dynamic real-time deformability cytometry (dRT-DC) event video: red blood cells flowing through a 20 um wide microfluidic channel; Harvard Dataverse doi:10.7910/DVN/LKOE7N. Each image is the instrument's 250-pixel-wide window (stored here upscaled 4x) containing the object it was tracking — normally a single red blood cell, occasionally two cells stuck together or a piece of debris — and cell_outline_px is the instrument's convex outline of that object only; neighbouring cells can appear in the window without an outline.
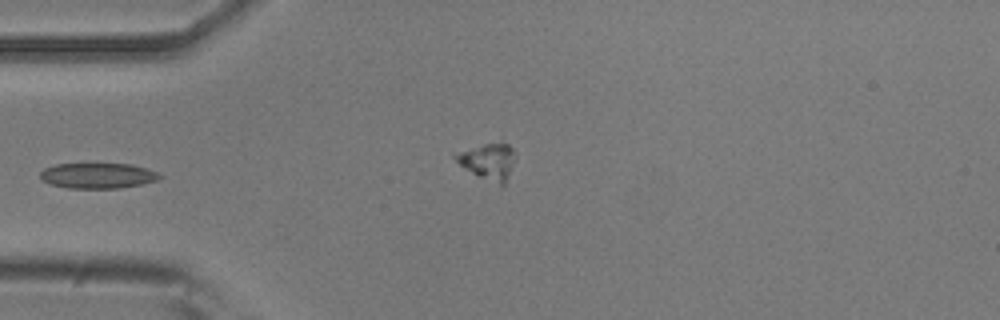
{"species": "common noctule bat (a hibernating species)", "species_latin": "Nyctalus noctula", "temperature_condition": "room temperature", "stored_images_in_passage": 38, "camera_frame_rate_fps": 3000, "um_per_image_px": 0.085, "animal": {"sex": "male", "body_mass_g": 20.5, "forearm_length_mm": 52.5}, "frame": {"image": 1, "passage_image": 1, "time_ms": 0.0, "image_size_px": [1000, 320], "cell_outline_px": [[160, 176], [156, 180], [140, 184], [120, 188], [68, 188], [52, 184], [44, 180], [40, 176], [40, 172], [44, 168], [56, 164], [132, 164], [156, 172]], "centroid_in_image_um": [8.27, 14.93], "position_along_channel_um": 76.7, "area_um2": 17.34}}
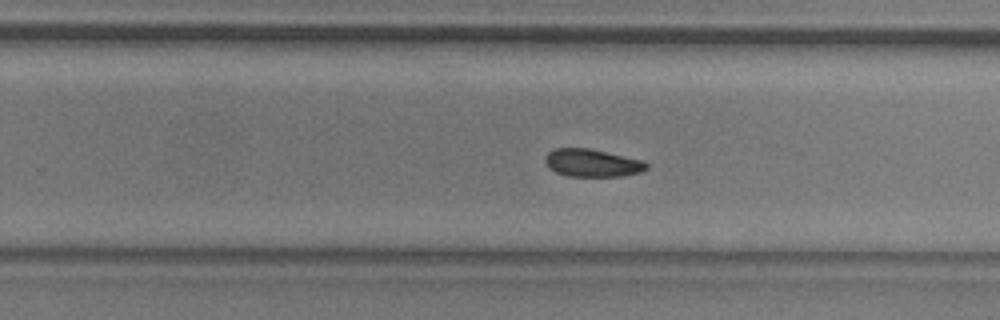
{"frame": {"image": 2, "passage_image": 17, "time_ms": 5.333, "image_size_px": [1000, 320], "cell_outline_px": [[648, 168], [640, 172], [620, 176], [568, 176], [556, 172], [548, 168], [544, 160], [544, 156], [548, 152], [556, 148], [588, 148], [640, 160], [648, 164]], "centroid_in_image_um": [50.27, 13.85], "position_along_channel_um": 279.5, "area_um2": 16.18}}
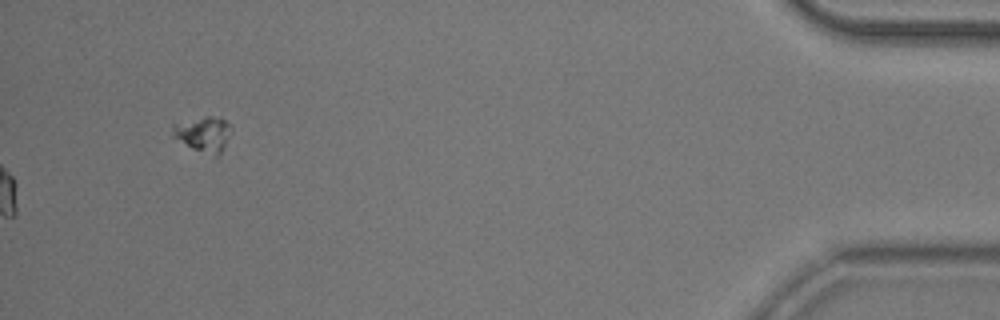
{"frame": {"image": 3, "passage_image": 38, "time_ms": 12.333, "image_size_px": [1000, 320], "cell_outline_px": [[232, 128], [220, 160], [216, 160], [192, 148], [172, 136], [172, 124], [204, 116], [220, 116]], "centroid_in_image_um": [17.34, 11.46], "position_along_channel_um": 417.9, "area_um2": 12.6}}